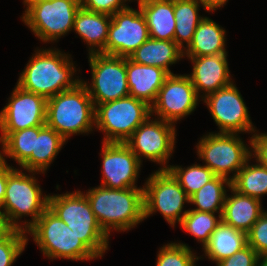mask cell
<instances>
[{
  "label": "cell",
  "instance_id": "obj_6",
  "mask_svg": "<svg viewBox=\"0 0 267 266\" xmlns=\"http://www.w3.org/2000/svg\"><path fill=\"white\" fill-rule=\"evenodd\" d=\"M48 259L88 261L99 258L55 213L47 208L26 231Z\"/></svg>",
  "mask_w": 267,
  "mask_h": 266
},
{
  "label": "cell",
  "instance_id": "obj_37",
  "mask_svg": "<svg viewBox=\"0 0 267 266\" xmlns=\"http://www.w3.org/2000/svg\"><path fill=\"white\" fill-rule=\"evenodd\" d=\"M260 256L250 246L246 245L234 255L216 264V266H256Z\"/></svg>",
  "mask_w": 267,
  "mask_h": 266
},
{
  "label": "cell",
  "instance_id": "obj_10",
  "mask_svg": "<svg viewBox=\"0 0 267 266\" xmlns=\"http://www.w3.org/2000/svg\"><path fill=\"white\" fill-rule=\"evenodd\" d=\"M81 7V0H51L31 6L22 21L44 43L58 42L74 27L76 12Z\"/></svg>",
  "mask_w": 267,
  "mask_h": 266
},
{
  "label": "cell",
  "instance_id": "obj_24",
  "mask_svg": "<svg viewBox=\"0 0 267 266\" xmlns=\"http://www.w3.org/2000/svg\"><path fill=\"white\" fill-rule=\"evenodd\" d=\"M129 58L138 64L156 66L173 74L169 67L183 58V50L175 41L149 38Z\"/></svg>",
  "mask_w": 267,
  "mask_h": 266
},
{
  "label": "cell",
  "instance_id": "obj_30",
  "mask_svg": "<svg viewBox=\"0 0 267 266\" xmlns=\"http://www.w3.org/2000/svg\"><path fill=\"white\" fill-rule=\"evenodd\" d=\"M252 156L238 171L236 177L231 181V187L238 193L262 200L267 194V167L261 165L257 160L255 164H249Z\"/></svg>",
  "mask_w": 267,
  "mask_h": 266
},
{
  "label": "cell",
  "instance_id": "obj_34",
  "mask_svg": "<svg viewBox=\"0 0 267 266\" xmlns=\"http://www.w3.org/2000/svg\"><path fill=\"white\" fill-rule=\"evenodd\" d=\"M25 231L12 230L0 241V266H11L25 250L28 243Z\"/></svg>",
  "mask_w": 267,
  "mask_h": 266
},
{
  "label": "cell",
  "instance_id": "obj_15",
  "mask_svg": "<svg viewBox=\"0 0 267 266\" xmlns=\"http://www.w3.org/2000/svg\"><path fill=\"white\" fill-rule=\"evenodd\" d=\"M150 38L145 16L138 9L128 7L111 16L106 42V54L129 57Z\"/></svg>",
  "mask_w": 267,
  "mask_h": 266
},
{
  "label": "cell",
  "instance_id": "obj_1",
  "mask_svg": "<svg viewBox=\"0 0 267 266\" xmlns=\"http://www.w3.org/2000/svg\"><path fill=\"white\" fill-rule=\"evenodd\" d=\"M20 73L17 85L46 99L74 88L81 82L70 54L59 49H37Z\"/></svg>",
  "mask_w": 267,
  "mask_h": 266
},
{
  "label": "cell",
  "instance_id": "obj_41",
  "mask_svg": "<svg viewBox=\"0 0 267 266\" xmlns=\"http://www.w3.org/2000/svg\"><path fill=\"white\" fill-rule=\"evenodd\" d=\"M13 229L8 225L6 217L0 212V241L5 238Z\"/></svg>",
  "mask_w": 267,
  "mask_h": 266
},
{
  "label": "cell",
  "instance_id": "obj_39",
  "mask_svg": "<svg viewBox=\"0 0 267 266\" xmlns=\"http://www.w3.org/2000/svg\"><path fill=\"white\" fill-rule=\"evenodd\" d=\"M14 166L8 165L7 161L0 159V212L2 210L3 201L5 198V191L7 186L8 174L14 169Z\"/></svg>",
  "mask_w": 267,
  "mask_h": 266
},
{
  "label": "cell",
  "instance_id": "obj_31",
  "mask_svg": "<svg viewBox=\"0 0 267 266\" xmlns=\"http://www.w3.org/2000/svg\"><path fill=\"white\" fill-rule=\"evenodd\" d=\"M221 221V215L216 216L211 212L188 209L187 214L180 223V227H182V230L194 236L201 243L202 248H204L209 242L211 234Z\"/></svg>",
  "mask_w": 267,
  "mask_h": 266
},
{
  "label": "cell",
  "instance_id": "obj_38",
  "mask_svg": "<svg viewBox=\"0 0 267 266\" xmlns=\"http://www.w3.org/2000/svg\"><path fill=\"white\" fill-rule=\"evenodd\" d=\"M251 156L261 165L267 167V132L259 133L256 131L251 136Z\"/></svg>",
  "mask_w": 267,
  "mask_h": 266
},
{
  "label": "cell",
  "instance_id": "obj_25",
  "mask_svg": "<svg viewBox=\"0 0 267 266\" xmlns=\"http://www.w3.org/2000/svg\"><path fill=\"white\" fill-rule=\"evenodd\" d=\"M65 143L66 140L60 134L45 125L35 135L34 150L20 165L21 169L44 174Z\"/></svg>",
  "mask_w": 267,
  "mask_h": 266
},
{
  "label": "cell",
  "instance_id": "obj_23",
  "mask_svg": "<svg viewBox=\"0 0 267 266\" xmlns=\"http://www.w3.org/2000/svg\"><path fill=\"white\" fill-rule=\"evenodd\" d=\"M226 30L209 17H204L195 30L192 42L183 51V58L227 54Z\"/></svg>",
  "mask_w": 267,
  "mask_h": 266
},
{
  "label": "cell",
  "instance_id": "obj_42",
  "mask_svg": "<svg viewBox=\"0 0 267 266\" xmlns=\"http://www.w3.org/2000/svg\"><path fill=\"white\" fill-rule=\"evenodd\" d=\"M45 1H51V0H23L24 5L26 6V9L24 13L33 5L40 3V2H45Z\"/></svg>",
  "mask_w": 267,
  "mask_h": 266
},
{
  "label": "cell",
  "instance_id": "obj_19",
  "mask_svg": "<svg viewBox=\"0 0 267 266\" xmlns=\"http://www.w3.org/2000/svg\"><path fill=\"white\" fill-rule=\"evenodd\" d=\"M126 71L129 95L152 106L169 74L156 66L138 64L129 57H126Z\"/></svg>",
  "mask_w": 267,
  "mask_h": 266
},
{
  "label": "cell",
  "instance_id": "obj_5",
  "mask_svg": "<svg viewBox=\"0 0 267 266\" xmlns=\"http://www.w3.org/2000/svg\"><path fill=\"white\" fill-rule=\"evenodd\" d=\"M55 213L99 258L108 250L109 236L100 227L86 195L77 190L48 197Z\"/></svg>",
  "mask_w": 267,
  "mask_h": 266
},
{
  "label": "cell",
  "instance_id": "obj_36",
  "mask_svg": "<svg viewBox=\"0 0 267 266\" xmlns=\"http://www.w3.org/2000/svg\"><path fill=\"white\" fill-rule=\"evenodd\" d=\"M131 0H81V6L89 11L114 15L118 11L127 9L126 2Z\"/></svg>",
  "mask_w": 267,
  "mask_h": 266
},
{
  "label": "cell",
  "instance_id": "obj_9",
  "mask_svg": "<svg viewBox=\"0 0 267 266\" xmlns=\"http://www.w3.org/2000/svg\"><path fill=\"white\" fill-rule=\"evenodd\" d=\"M144 219L157 211L164 219L175 227L181 223L188 210L184 203H189V196L179 182L168 170H156L143 184Z\"/></svg>",
  "mask_w": 267,
  "mask_h": 266
},
{
  "label": "cell",
  "instance_id": "obj_14",
  "mask_svg": "<svg viewBox=\"0 0 267 266\" xmlns=\"http://www.w3.org/2000/svg\"><path fill=\"white\" fill-rule=\"evenodd\" d=\"M199 98L187 74H169L151 106V116L175 124L195 111Z\"/></svg>",
  "mask_w": 267,
  "mask_h": 266
},
{
  "label": "cell",
  "instance_id": "obj_2",
  "mask_svg": "<svg viewBox=\"0 0 267 266\" xmlns=\"http://www.w3.org/2000/svg\"><path fill=\"white\" fill-rule=\"evenodd\" d=\"M103 231L125 232L144 219L143 188L109 189L101 185L83 192Z\"/></svg>",
  "mask_w": 267,
  "mask_h": 266
},
{
  "label": "cell",
  "instance_id": "obj_3",
  "mask_svg": "<svg viewBox=\"0 0 267 266\" xmlns=\"http://www.w3.org/2000/svg\"><path fill=\"white\" fill-rule=\"evenodd\" d=\"M46 125L66 141L95 128V106L82 82L47 99Z\"/></svg>",
  "mask_w": 267,
  "mask_h": 266
},
{
  "label": "cell",
  "instance_id": "obj_18",
  "mask_svg": "<svg viewBox=\"0 0 267 266\" xmlns=\"http://www.w3.org/2000/svg\"><path fill=\"white\" fill-rule=\"evenodd\" d=\"M227 55L217 54L187 58L193 63L192 72L187 75L200 98L203 99L233 82L232 77H230ZM199 93H203V95Z\"/></svg>",
  "mask_w": 267,
  "mask_h": 266
},
{
  "label": "cell",
  "instance_id": "obj_20",
  "mask_svg": "<svg viewBox=\"0 0 267 266\" xmlns=\"http://www.w3.org/2000/svg\"><path fill=\"white\" fill-rule=\"evenodd\" d=\"M110 23L111 15L89 11L82 6L78 9L73 30L88 45V54H106Z\"/></svg>",
  "mask_w": 267,
  "mask_h": 266
},
{
  "label": "cell",
  "instance_id": "obj_40",
  "mask_svg": "<svg viewBox=\"0 0 267 266\" xmlns=\"http://www.w3.org/2000/svg\"><path fill=\"white\" fill-rule=\"evenodd\" d=\"M197 3L202 5V8L207 12H213L216 9H220L226 5L228 0H195Z\"/></svg>",
  "mask_w": 267,
  "mask_h": 266
},
{
  "label": "cell",
  "instance_id": "obj_21",
  "mask_svg": "<svg viewBox=\"0 0 267 266\" xmlns=\"http://www.w3.org/2000/svg\"><path fill=\"white\" fill-rule=\"evenodd\" d=\"M229 190L232 194L226 195L222 222L247 234L265 211L262 202L257 198L242 195L232 187Z\"/></svg>",
  "mask_w": 267,
  "mask_h": 266
},
{
  "label": "cell",
  "instance_id": "obj_17",
  "mask_svg": "<svg viewBox=\"0 0 267 266\" xmlns=\"http://www.w3.org/2000/svg\"><path fill=\"white\" fill-rule=\"evenodd\" d=\"M101 186L109 189L143 188L136 186L142 163L122 142H102Z\"/></svg>",
  "mask_w": 267,
  "mask_h": 266
},
{
  "label": "cell",
  "instance_id": "obj_13",
  "mask_svg": "<svg viewBox=\"0 0 267 266\" xmlns=\"http://www.w3.org/2000/svg\"><path fill=\"white\" fill-rule=\"evenodd\" d=\"M218 126V133H255L248 107L234 82L202 99Z\"/></svg>",
  "mask_w": 267,
  "mask_h": 266
},
{
  "label": "cell",
  "instance_id": "obj_22",
  "mask_svg": "<svg viewBox=\"0 0 267 266\" xmlns=\"http://www.w3.org/2000/svg\"><path fill=\"white\" fill-rule=\"evenodd\" d=\"M145 16L150 38L174 41V0H137Z\"/></svg>",
  "mask_w": 267,
  "mask_h": 266
},
{
  "label": "cell",
  "instance_id": "obj_7",
  "mask_svg": "<svg viewBox=\"0 0 267 266\" xmlns=\"http://www.w3.org/2000/svg\"><path fill=\"white\" fill-rule=\"evenodd\" d=\"M151 116V106L130 95L95 107V129L103 132L102 142L124 143Z\"/></svg>",
  "mask_w": 267,
  "mask_h": 266
},
{
  "label": "cell",
  "instance_id": "obj_29",
  "mask_svg": "<svg viewBox=\"0 0 267 266\" xmlns=\"http://www.w3.org/2000/svg\"><path fill=\"white\" fill-rule=\"evenodd\" d=\"M226 188H231V181L222 176H215L189 197V203L196 205L192 210L222 215L227 191H229Z\"/></svg>",
  "mask_w": 267,
  "mask_h": 266
},
{
  "label": "cell",
  "instance_id": "obj_33",
  "mask_svg": "<svg viewBox=\"0 0 267 266\" xmlns=\"http://www.w3.org/2000/svg\"><path fill=\"white\" fill-rule=\"evenodd\" d=\"M193 251L188 244L170 242L159 249L156 266H196V261L202 257Z\"/></svg>",
  "mask_w": 267,
  "mask_h": 266
},
{
  "label": "cell",
  "instance_id": "obj_11",
  "mask_svg": "<svg viewBox=\"0 0 267 266\" xmlns=\"http://www.w3.org/2000/svg\"><path fill=\"white\" fill-rule=\"evenodd\" d=\"M91 83L81 79L86 87L94 106L126 97L129 87L126 71V57L103 53L89 54Z\"/></svg>",
  "mask_w": 267,
  "mask_h": 266
},
{
  "label": "cell",
  "instance_id": "obj_35",
  "mask_svg": "<svg viewBox=\"0 0 267 266\" xmlns=\"http://www.w3.org/2000/svg\"><path fill=\"white\" fill-rule=\"evenodd\" d=\"M247 244L250 245L260 257H267V211L253 224L247 233Z\"/></svg>",
  "mask_w": 267,
  "mask_h": 266
},
{
  "label": "cell",
  "instance_id": "obj_27",
  "mask_svg": "<svg viewBox=\"0 0 267 266\" xmlns=\"http://www.w3.org/2000/svg\"><path fill=\"white\" fill-rule=\"evenodd\" d=\"M200 6L195 0H174V41L183 51L192 42L195 30L204 18L199 15Z\"/></svg>",
  "mask_w": 267,
  "mask_h": 266
},
{
  "label": "cell",
  "instance_id": "obj_43",
  "mask_svg": "<svg viewBox=\"0 0 267 266\" xmlns=\"http://www.w3.org/2000/svg\"><path fill=\"white\" fill-rule=\"evenodd\" d=\"M256 266H267V257H260Z\"/></svg>",
  "mask_w": 267,
  "mask_h": 266
},
{
  "label": "cell",
  "instance_id": "obj_28",
  "mask_svg": "<svg viewBox=\"0 0 267 266\" xmlns=\"http://www.w3.org/2000/svg\"><path fill=\"white\" fill-rule=\"evenodd\" d=\"M43 127L35 126L17 132H1L0 159L5 161V156L10 157L20 166L34 150L35 135H38Z\"/></svg>",
  "mask_w": 267,
  "mask_h": 266
},
{
  "label": "cell",
  "instance_id": "obj_16",
  "mask_svg": "<svg viewBox=\"0 0 267 266\" xmlns=\"http://www.w3.org/2000/svg\"><path fill=\"white\" fill-rule=\"evenodd\" d=\"M6 104L0 111V132H17L46 125L45 97L16 85Z\"/></svg>",
  "mask_w": 267,
  "mask_h": 266
},
{
  "label": "cell",
  "instance_id": "obj_32",
  "mask_svg": "<svg viewBox=\"0 0 267 266\" xmlns=\"http://www.w3.org/2000/svg\"><path fill=\"white\" fill-rule=\"evenodd\" d=\"M167 170L179 182L189 197L216 176L204 164L194 163L186 168L179 165H169Z\"/></svg>",
  "mask_w": 267,
  "mask_h": 266
},
{
  "label": "cell",
  "instance_id": "obj_12",
  "mask_svg": "<svg viewBox=\"0 0 267 266\" xmlns=\"http://www.w3.org/2000/svg\"><path fill=\"white\" fill-rule=\"evenodd\" d=\"M176 125L151 118L139 125L132 135L124 142L142 163V159L159 163V170H167L176 141ZM143 157V158H142Z\"/></svg>",
  "mask_w": 267,
  "mask_h": 266
},
{
  "label": "cell",
  "instance_id": "obj_8",
  "mask_svg": "<svg viewBox=\"0 0 267 266\" xmlns=\"http://www.w3.org/2000/svg\"><path fill=\"white\" fill-rule=\"evenodd\" d=\"M243 141L239 133H207L196 145L198 159L216 176L232 181L251 157V138L250 147Z\"/></svg>",
  "mask_w": 267,
  "mask_h": 266
},
{
  "label": "cell",
  "instance_id": "obj_4",
  "mask_svg": "<svg viewBox=\"0 0 267 266\" xmlns=\"http://www.w3.org/2000/svg\"><path fill=\"white\" fill-rule=\"evenodd\" d=\"M22 171L14 168L8 174L1 212L13 230L26 232L48 208L49 195H43L34 175L37 172L27 171V174ZM26 216H31V220L20 222Z\"/></svg>",
  "mask_w": 267,
  "mask_h": 266
},
{
  "label": "cell",
  "instance_id": "obj_26",
  "mask_svg": "<svg viewBox=\"0 0 267 266\" xmlns=\"http://www.w3.org/2000/svg\"><path fill=\"white\" fill-rule=\"evenodd\" d=\"M247 245V234L222 221L211 234L204 246V254L216 264L241 250Z\"/></svg>",
  "mask_w": 267,
  "mask_h": 266
}]
</instances>
